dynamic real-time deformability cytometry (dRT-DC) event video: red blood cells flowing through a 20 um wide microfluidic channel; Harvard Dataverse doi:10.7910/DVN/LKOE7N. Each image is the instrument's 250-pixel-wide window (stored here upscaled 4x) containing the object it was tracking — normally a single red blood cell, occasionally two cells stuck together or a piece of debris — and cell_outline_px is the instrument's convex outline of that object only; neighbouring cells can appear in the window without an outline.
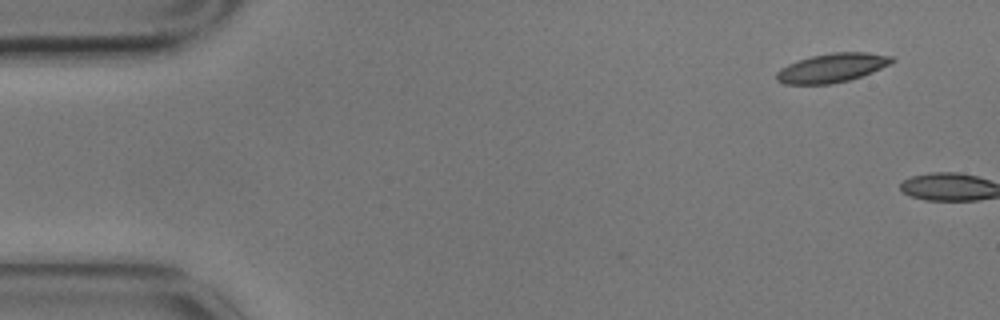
{"species": "common noctule bat (a hibernating species)", "species_latin": "Nyctalus noctula", "temperature_condition": "cold", "stored_images_in_passage": 2, "camera_frame_rate_fps": 3000, "um_per_image_px": 0.085, "animal": {"sex": "male", "body_mass_g": 17.9}, "frame": {"image": 1, "passage_image": 2, "time_ms": 0.333, "image_size_px": [1000, 320], "cell_outline_px": [[896, 60], [872, 72], [848, 80], [832, 84], [784, 84], [776, 80], [776, 72], [780, 68], [788, 64], [812, 56], [832, 52], [868, 52], [892, 56]], "centroid_in_image_um": [70.7, 5.76], "position_along_channel_um": 14.3, "area_um2": 19.36}}